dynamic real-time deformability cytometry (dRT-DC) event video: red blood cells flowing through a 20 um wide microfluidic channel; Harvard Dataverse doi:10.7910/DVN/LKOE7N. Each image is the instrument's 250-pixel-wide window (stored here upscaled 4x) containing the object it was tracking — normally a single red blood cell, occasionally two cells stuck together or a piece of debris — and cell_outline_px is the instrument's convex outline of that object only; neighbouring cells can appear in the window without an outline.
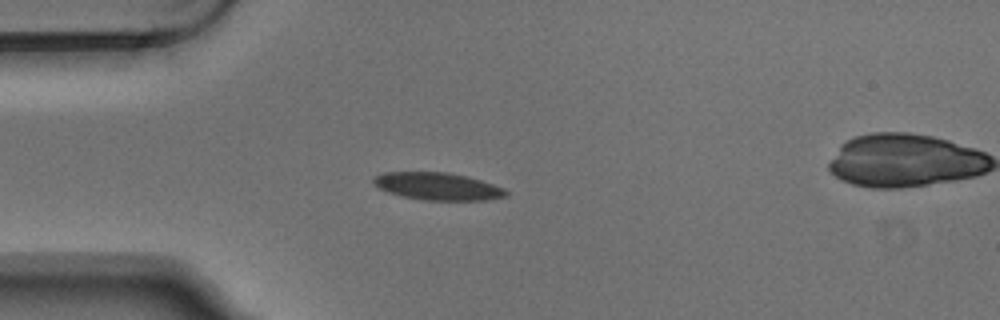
{"species": "Egyptian fruit bat (a non-hibernating species)", "species_latin": "Rousettus aegyptiacus", "temperature_condition": "warm", "stored_images_in_passage": 4, "camera_frame_rate_fps": 3000, "um_per_image_px": 0.085, "animal": {"sex": "male"}, "frame": {"image": 1, "passage_image": 3, "time_ms": 0.667, "image_size_px": [1000, 320], "cell_outline_px": [[508, 192], [504, 196], [484, 200], [424, 200], [400, 196], [388, 192], [372, 184], [372, 176], [384, 172], [448, 172], [468, 176], [504, 188]], "centroid_in_image_um": [37.13, 15.83], "position_along_channel_um": 47.9, "area_um2": 21.21}}